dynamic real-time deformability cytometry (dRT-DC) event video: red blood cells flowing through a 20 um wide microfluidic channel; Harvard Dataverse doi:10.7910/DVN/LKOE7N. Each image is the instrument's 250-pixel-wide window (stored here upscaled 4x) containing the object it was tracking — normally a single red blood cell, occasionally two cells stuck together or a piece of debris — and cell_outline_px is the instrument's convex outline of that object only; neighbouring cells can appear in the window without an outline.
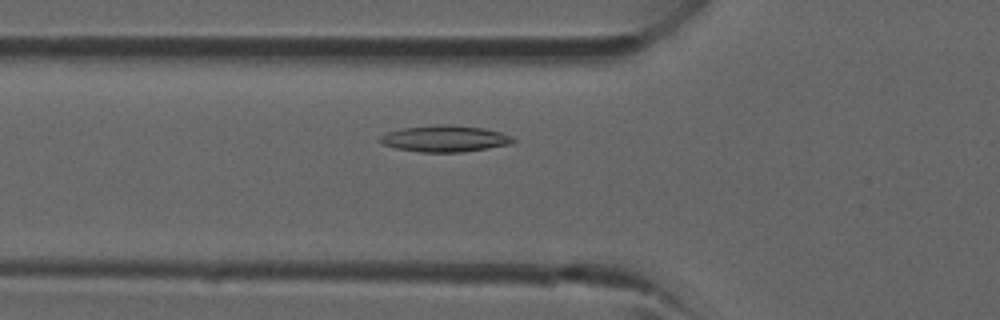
{"species": "common noctule bat (a hibernating species)", "species_latin": "Nyctalus noctula", "temperature_condition": "room temperature", "stored_images_in_passage": 41, "camera_frame_rate_fps": 3000, "um_per_image_px": 0.085, "animal": {"sex": "male", "forearm_length_mm": 52.5}, "frame": {"image": 1, "passage_image": 14, "time_ms": 4.333, "image_size_px": [1000, 320], "cell_outline_px": [[516, 140], [512, 144], [488, 148], [460, 152], [420, 152], [396, 148], [384, 144], [376, 140], [380, 136], [388, 132], [400, 128], [436, 124], [452, 124], [484, 128], [500, 132], [512, 136]], "centroid_in_image_um": [37.81, 11.77], "position_along_channel_um": 88.0, "area_um2": 20.69}}
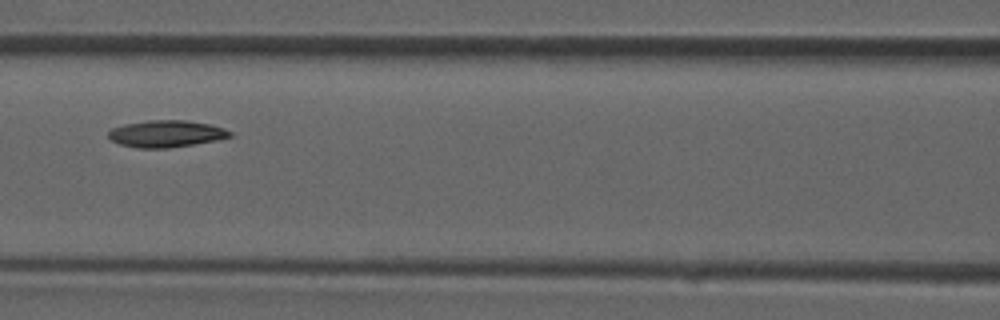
{"frame": {"image": 2, "passage_image": 18, "time_ms": 5.667, "image_size_px": [1000, 320], "cell_outline_px": [[232, 136], [216, 140], [168, 148], [140, 148], [120, 144], [112, 140], [108, 136], [108, 132], [112, 128], [124, 124], [148, 120], [184, 120], [212, 124], [224, 128], [232, 132]], "centroid_in_image_um": [14.14, 11.36], "position_along_channel_um": 152.5, "area_um2": 18.96}}
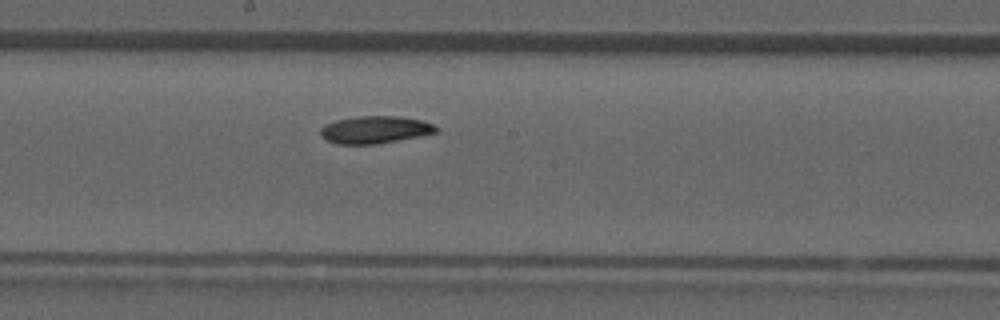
{"frame": {"image": 3, "passage_image": 22, "time_ms": 7.0, "image_size_px": [1000, 320], "cell_outline_px": [[440, 132], [376, 144], [336, 144], [320, 136], [320, 128], [324, 124], [336, 120], [360, 116], [396, 116], [424, 120], [440, 128]], "centroid_in_image_um": [31.89, 11.02], "position_along_channel_um": 216.3, "area_um2": 18.55}}